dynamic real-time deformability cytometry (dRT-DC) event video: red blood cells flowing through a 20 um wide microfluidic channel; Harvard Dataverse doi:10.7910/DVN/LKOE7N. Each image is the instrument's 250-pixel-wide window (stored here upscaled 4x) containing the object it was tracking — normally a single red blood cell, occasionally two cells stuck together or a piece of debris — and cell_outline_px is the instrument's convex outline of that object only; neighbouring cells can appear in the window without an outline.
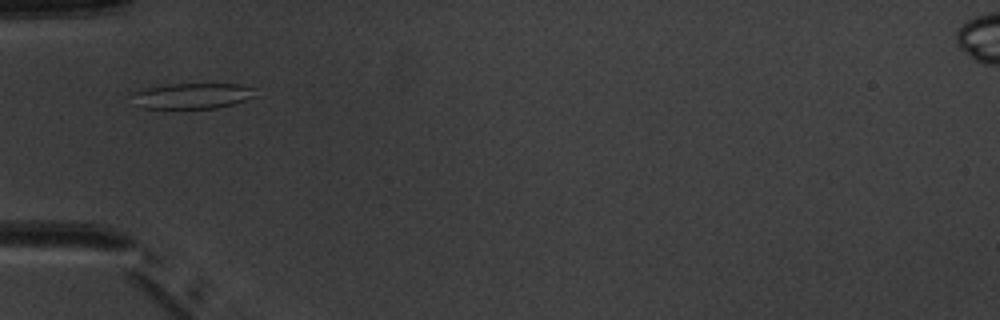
{"species": "common noctule bat (a hibernating species)", "species_latin": "Nyctalus noctula", "temperature_condition": "warm", "stored_images_in_passage": 5, "camera_frame_rate_fps": 3000, "um_per_image_px": 0.085, "animal": {"sex": "male", "body_mass_g": 20.1, "forearm_length_mm": 53.5}, "frame": {"image": 1, "passage_image": 2, "time_ms": 1.333, "image_size_px": [1000, 320], "cell_outline_px": [[256, 96], [232, 104], [216, 108], [140, 108], [132, 92], [144, 88], [168, 84], [240, 84], [256, 88]], "centroid_in_image_um": [16.39, 8.13], "position_along_channel_um": 68.6, "area_um2": 18.32}}
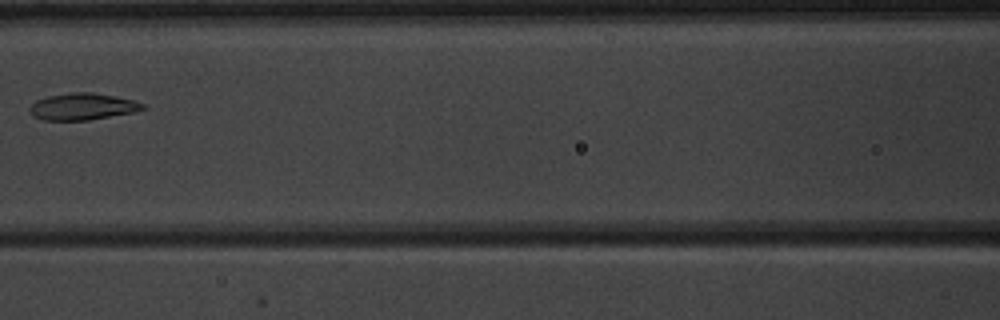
{"frame": {"image": 2, "passage_image": 4, "time_ms": 3.667, "image_size_px": [1000, 320], "cell_outline_px": [[148, 108], [136, 112], [88, 120], [40, 120], [32, 116], [28, 112], [28, 108], [36, 100], [48, 96], [72, 92], [92, 92], [116, 96], [136, 100], [144, 104]], "centroid_in_image_um": [7.03, 9.06], "position_along_channel_um": 159.6, "area_um2": 17.98}}
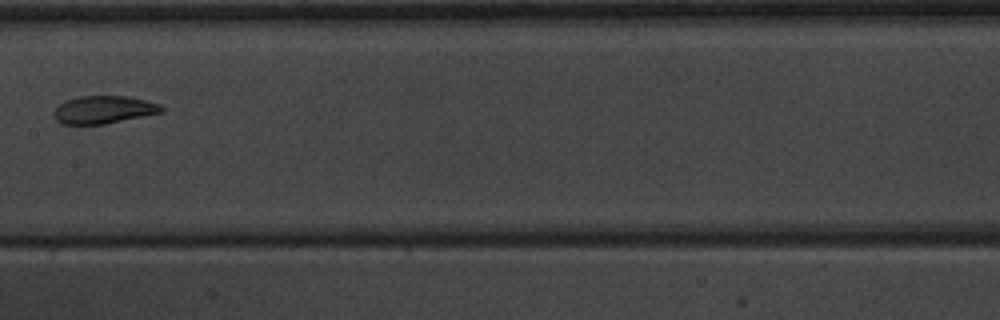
{"frame": {"image": 3, "passage_image": 5, "time_ms": 4.667, "image_size_px": [1000, 320], "cell_outline_px": [[164, 112], [104, 124], [60, 124], [56, 120], [52, 112], [64, 100], [80, 96], [128, 96], [160, 104], [164, 108]], "centroid_in_image_um": [8.8, 9.32], "position_along_channel_um": 198.6, "area_um2": 17.46}}